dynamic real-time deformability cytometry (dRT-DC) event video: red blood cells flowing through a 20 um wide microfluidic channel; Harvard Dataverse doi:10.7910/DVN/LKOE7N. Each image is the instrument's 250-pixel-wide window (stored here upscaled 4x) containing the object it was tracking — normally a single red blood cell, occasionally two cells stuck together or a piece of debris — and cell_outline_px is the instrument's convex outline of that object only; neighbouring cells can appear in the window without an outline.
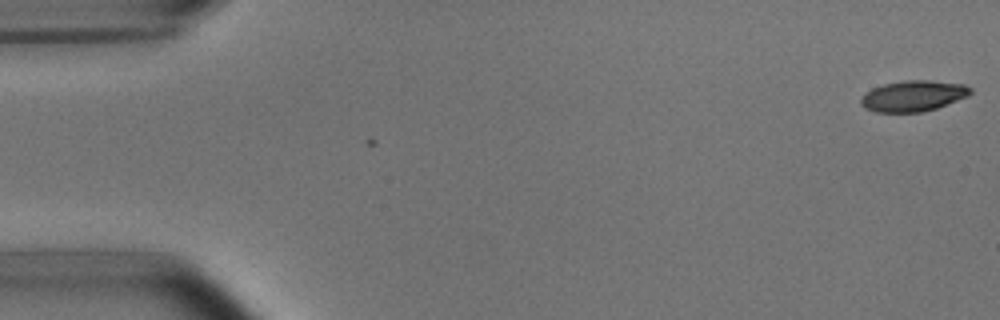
{"species": "common noctule bat (a hibernating species)", "species_latin": "Nyctalus noctula", "temperature_condition": "room temperature", "stored_images_in_passage": 4, "camera_frame_rate_fps": 3000, "um_per_image_px": 0.085, "animal": {"sex": "male", "body_mass_g": 15.6}, "frame": {"image": 1, "passage_image": 4, "time_ms": 1.0, "image_size_px": [1000, 320], "cell_outline_px": [[972, 92], [968, 96], [936, 108], [920, 112], [876, 112], [864, 108], [860, 104], [860, 100], [872, 88], [884, 84], [904, 80], [928, 80], [964, 84], [972, 88]], "centroid_in_image_um": [77.63, 8.15], "position_along_channel_um": 7.4, "area_um2": 19.59}}